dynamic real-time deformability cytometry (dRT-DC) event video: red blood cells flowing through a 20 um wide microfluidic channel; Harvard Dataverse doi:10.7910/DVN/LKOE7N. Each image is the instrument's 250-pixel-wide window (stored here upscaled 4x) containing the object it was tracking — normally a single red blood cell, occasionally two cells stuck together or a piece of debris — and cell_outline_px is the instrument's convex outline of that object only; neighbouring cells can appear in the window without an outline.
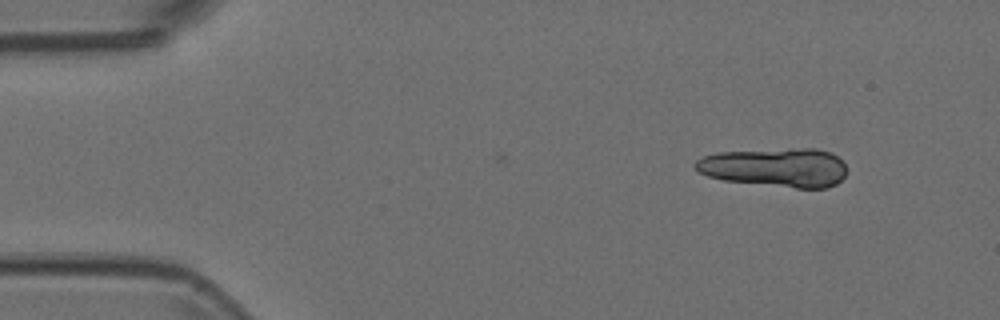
{"species": "Egyptian fruit bat (a non-hibernating species)", "species_latin": "Rousettus aegyptiacus", "temperature_condition": "room temperature", "stored_images_in_passage": 4, "camera_frame_rate_fps": 3000, "um_per_image_px": 0.085, "animal": {"sex": "female"}, "frame": {"image": 1, "passage_image": 4, "time_ms": 1.0, "image_size_px": [1000, 320], "cell_outline_px": [[844, 176], [836, 184], [828, 188], [796, 188], [724, 180], [708, 176], [700, 172], [692, 164], [696, 160], [704, 156], [716, 152], [804, 148], [816, 148], [828, 152], [836, 156], [844, 164]], "centroid_in_image_um": [65.89, 14.23], "position_along_channel_um": 19.1, "area_um2": 34.16}}